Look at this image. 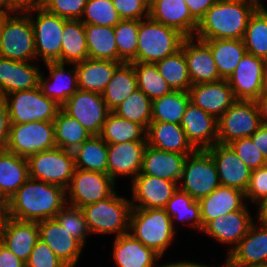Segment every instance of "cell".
I'll return each mask as SVG.
<instances>
[{
    "mask_svg": "<svg viewBox=\"0 0 267 267\" xmlns=\"http://www.w3.org/2000/svg\"><path fill=\"white\" fill-rule=\"evenodd\" d=\"M117 13L122 20H142L149 18V2L147 0H112ZM147 10V11H145Z\"/></svg>",
    "mask_w": 267,
    "mask_h": 267,
    "instance_id": "54",
    "label": "cell"
},
{
    "mask_svg": "<svg viewBox=\"0 0 267 267\" xmlns=\"http://www.w3.org/2000/svg\"><path fill=\"white\" fill-rule=\"evenodd\" d=\"M86 3L87 0H45L44 8L59 17L80 20Z\"/></svg>",
    "mask_w": 267,
    "mask_h": 267,
    "instance_id": "53",
    "label": "cell"
},
{
    "mask_svg": "<svg viewBox=\"0 0 267 267\" xmlns=\"http://www.w3.org/2000/svg\"><path fill=\"white\" fill-rule=\"evenodd\" d=\"M261 125L255 100H236L218 119L217 143L251 137Z\"/></svg>",
    "mask_w": 267,
    "mask_h": 267,
    "instance_id": "11",
    "label": "cell"
},
{
    "mask_svg": "<svg viewBox=\"0 0 267 267\" xmlns=\"http://www.w3.org/2000/svg\"><path fill=\"white\" fill-rule=\"evenodd\" d=\"M81 209L90 233L118 232L117 237L128 233L126 231L130 224L131 201L118 197L116 192L104 200L85 205Z\"/></svg>",
    "mask_w": 267,
    "mask_h": 267,
    "instance_id": "5",
    "label": "cell"
},
{
    "mask_svg": "<svg viewBox=\"0 0 267 267\" xmlns=\"http://www.w3.org/2000/svg\"><path fill=\"white\" fill-rule=\"evenodd\" d=\"M61 63H78L89 58L85 24L68 19L62 31Z\"/></svg>",
    "mask_w": 267,
    "mask_h": 267,
    "instance_id": "36",
    "label": "cell"
},
{
    "mask_svg": "<svg viewBox=\"0 0 267 267\" xmlns=\"http://www.w3.org/2000/svg\"><path fill=\"white\" fill-rule=\"evenodd\" d=\"M246 5L251 7L254 11H266L264 6L259 3V0H249V3L247 2L248 0H242Z\"/></svg>",
    "mask_w": 267,
    "mask_h": 267,
    "instance_id": "64",
    "label": "cell"
},
{
    "mask_svg": "<svg viewBox=\"0 0 267 267\" xmlns=\"http://www.w3.org/2000/svg\"><path fill=\"white\" fill-rule=\"evenodd\" d=\"M267 61L246 53L228 82L236 100H256L261 95Z\"/></svg>",
    "mask_w": 267,
    "mask_h": 267,
    "instance_id": "15",
    "label": "cell"
},
{
    "mask_svg": "<svg viewBox=\"0 0 267 267\" xmlns=\"http://www.w3.org/2000/svg\"><path fill=\"white\" fill-rule=\"evenodd\" d=\"M2 7H5L7 9H2ZM10 11V0H0V14L8 15V12Z\"/></svg>",
    "mask_w": 267,
    "mask_h": 267,
    "instance_id": "66",
    "label": "cell"
},
{
    "mask_svg": "<svg viewBox=\"0 0 267 267\" xmlns=\"http://www.w3.org/2000/svg\"><path fill=\"white\" fill-rule=\"evenodd\" d=\"M114 181L108 174L76 168L67 187L70 206L82 208L110 197L115 192Z\"/></svg>",
    "mask_w": 267,
    "mask_h": 267,
    "instance_id": "14",
    "label": "cell"
},
{
    "mask_svg": "<svg viewBox=\"0 0 267 267\" xmlns=\"http://www.w3.org/2000/svg\"><path fill=\"white\" fill-rule=\"evenodd\" d=\"M27 161L30 178L58 185L66 190L76 169L73 152L58 147L38 152Z\"/></svg>",
    "mask_w": 267,
    "mask_h": 267,
    "instance_id": "8",
    "label": "cell"
},
{
    "mask_svg": "<svg viewBox=\"0 0 267 267\" xmlns=\"http://www.w3.org/2000/svg\"><path fill=\"white\" fill-rule=\"evenodd\" d=\"M38 239V222L21 221L8 216L0 222V242L25 263Z\"/></svg>",
    "mask_w": 267,
    "mask_h": 267,
    "instance_id": "18",
    "label": "cell"
},
{
    "mask_svg": "<svg viewBox=\"0 0 267 267\" xmlns=\"http://www.w3.org/2000/svg\"><path fill=\"white\" fill-rule=\"evenodd\" d=\"M267 195V165L252 170L245 197L259 202Z\"/></svg>",
    "mask_w": 267,
    "mask_h": 267,
    "instance_id": "55",
    "label": "cell"
},
{
    "mask_svg": "<svg viewBox=\"0 0 267 267\" xmlns=\"http://www.w3.org/2000/svg\"><path fill=\"white\" fill-rule=\"evenodd\" d=\"M113 112L123 119L137 122L147 129L151 122L152 100L140 89H136Z\"/></svg>",
    "mask_w": 267,
    "mask_h": 267,
    "instance_id": "46",
    "label": "cell"
},
{
    "mask_svg": "<svg viewBox=\"0 0 267 267\" xmlns=\"http://www.w3.org/2000/svg\"><path fill=\"white\" fill-rule=\"evenodd\" d=\"M164 209L172 221L174 218L183 221L184 219H194L191 226L200 230L203 229L199 201L193 199L188 193L179 188L167 202Z\"/></svg>",
    "mask_w": 267,
    "mask_h": 267,
    "instance_id": "47",
    "label": "cell"
},
{
    "mask_svg": "<svg viewBox=\"0 0 267 267\" xmlns=\"http://www.w3.org/2000/svg\"><path fill=\"white\" fill-rule=\"evenodd\" d=\"M212 52L220 78L228 80L247 53L243 39L203 40Z\"/></svg>",
    "mask_w": 267,
    "mask_h": 267,
    "instance_id": "34",
    "label": "cell"
},
{
    "mask_svg": "<svg viewBox=\"0 0 267 267\" xmlns=\"http://www.w3.org/2000/svg\"><path fill=\"white\" fill-rule=\"evenodd\" d=\"M77 120L90 135H100L110 112L102 94L78 90L61 106Z\"/></svg>",
    "mask_w": 267,
    "mask_h": 267,
    "instance_id": "12",
    "label": "cell"
},
{
    "mask_svg": "<svg viewBox=\"0 0 267 267\" xmlns=\"http://www.w3.org/2000/svg\"><path fill=\"white\" fill-rule=\"evenodd\" d=\"M10 96L13 99L11 102ZM4 99L8 107L10 124L53 122L61 108L54 100L44 95L40 87L10 93Z\"/></svg>",
    "mask_w": 267,
    "mask_h": 267,
    "instance_id": "7",
    "label": "cell"
},
{
    "mask_svg": "<svg viewBox=\"0 0 267 267\" xmlns=\"http://www.w3.org/2000/svg\"><path fill=\"white\" fill-rule=\"evenodd\" d=\"M206 150L216 165L220 184L245 192L252 170L240 159L231 147L216 143Z\"/></svg>",
    "mask_w": 267,
    "mask_h": 267,
    "instance_id": "17",
    "label": "cell"
},
{
    "mask_svg": "<svg viewBox=\"0 0 267 267\" xmlns=\"http://www.w3.org/2000/svg\"><path fill=\"white\" fill-rule=\"evenodd\" d=\"M146 145L147 141L108 144L107 174L113 180L117 174H129L135 178L141 172Z\"/></svg>",
    "mask_w": 267,
    "mask_h": 267,
    "instance_id": "26",
    "label": "cell"
},
{
    "mask_svg": "<svg viewBox=\"0 0 267 267\" xmlns=\"http://www.w3.org/2000/svg\"><path fill=\"white\" fill-rule=\"evenodd\" d=\"M191 156V157H190ZM191 158V160H189ZM184 180L180 190L188 193L193 199L199 201L208 196L220 184L216 165L207 150H195L188 154L181 175Z\"/></svg>",
    "mask_w": 267,
    "mask_h": 267,
    "instance_id": "10",
    "label": "cell"
},
{
    "mask_svg": "<svg viewBox=\"0 0 267 267\" xmlns=\"http://www.w3.org/2000/svg\"><path fill=\"white\" fill-rule=\"evenodd\" d=\"M261 123L267 125V95H260L256 100Z\"/></svg>",
    "mask_w": 267,
    "mask_h": 267,
    "instance_id": "61",
    "label": "cell"
},
{
    "mask_svg": "<svg viewBox=\"0 0 267 267\" xmlns=\"http://www.w3.org/2000/svg\"><path fill=\"white\" fill-rule=\"evenodd\" d=\"M85 34L89 58L118 61L114 27L85 24Z\"/></svg>",
    "mask_w": 267,
    "mask_h": 267,
    "instance_id": "38",
    "label": "cell"
},
{
    "mask_svg": "<svg viewBox=\"0 0 267 267\" xmlns=\"http://www.w3.org/2000/svg\"><path fill=\"white\" fill-rule=\"evenodd\" d=\"M250 267H267V261Z\"/></svg>",
    "mask_w": 267,
    "mask_h": 267,
    "instance_id": "68",
    "label": "cell"
},
{
    "mask_svg": "<svg viewBox=\"0 0 267 267\" xmlns=\"http://www.w3.org/2000/svg\"><path fill=\"white\" fill-rule=\"evenodd\" d=\"M244 206L241 210H237L226 214L225 216H218L209 221L202 229V231L211 235L222 243H235V246L247 234L251 226L252 219Z\"/></svg>",
    "mask_w": 267,
    "mask_h": 267,
    "instance_id": "30",
    "label": "cell"
},
{
    "mask_svg": "<svg viewBox=\"0 0 267 267\" xmlns=\"http://www.w3.org/2000/svg\"><path fill=\"white\" fill-rule=\"evenodd\" d=\"M261 95H267V64H266L264 74H263V79H262Z\"/></svg>",
    "mask_w": 267,
    "mask_h": 267,
    "instance_id": "67",
    "label": "cell"
},
{
    "mask_svg": "<svg viewBox=\"0 0 267 267\" xmlns=\"http://www.w3.org/2000/svg\"><path fill=\"white\" fill-rule=\"evenodd\" d=\"M132 181L133 201L140 203L136 206L134 202H131L132 208H165L178 189L176 182L142 173H139Z\"/></svg>",
    "mask_w": 267,
    "mask_h": 267,
    "instance_id": "21",
    "label": "cell"
},
{
    "mask_svg": "<svg viewBox=\"0 0 267 267\" xmlns=\"http://www.w3.org/2000/svg\"><path fill=\"white\" fill-rule=\"evenodd\" d=\"M189 8L192 17L199 23L204 17L206 12L218 1V0H184Z\"/></svg>",
    "mask_w": 267,
    "mask_h": 267,
    "instance_id": "57",
    "label": "cell"
},
{
    "mask_svg": "<svg viewBox=\"0 0 267 267\" xmlns=\"http://www.w3.org/2000/svg\"><path fill=\"white\" fill-rule=\"evenodd\" d=\"M260 211L258 219L261 223L267 224V195L259 201Z\"/></svg>",
    "mask_w": 267,
    "mask_h": 267,
    "instance_id": "62",
    "label": "cell"
},
{
    "mask_svg": "<svg viewBox=\"0 0 267 267\" xmlns=\"http://www.w3.org/2000/svg\"><path fill=\"white\" fill-rule=\"evenodd\" d=\"M144 130L146 134L147 129L143 125L123 119L110 111L99 136L107 145L130 141H146V137H141Z\"/></svg>",
    "mask_w": 267,
    "mask_h": 267,
    "instance_id": "40",
    "label": "cell"
},
{
    "mask_svg": "<svg viewBox=\"0 0 267 267\" xmlns=\"http://www.w3.org/2000/svg\"><path fill=\"white\" fill-rule=\"evenodd\" d=\"M30 178L28 161L7 150H0V195L8 201Z\"/></svg>",
    "mask_w": 267,
    "mask_h": 267,
    "instance_id": "33",
    "label": "cell"
},
{
    "mask_svg": "<svg viewBox=\"0 0 267 267\" xmlns=\"http://www.w3.org/2000/svg\"><path fill=\"white\" fill-rule=\"evenodd\" d=\"M40 71L28 62L0 56V98L10 93L39 87Z\"/></svg>",
    "mask_w": 267,
    "mask_h": 267,
    "instance_id": "25",
    "label": "cell"
},
{
    "mask_svg": "<svg viewBox=\"0 0 267 267\" xmlns=\"http://www.w3.org/2000/svg\"><path fill=\"white\" fill-rule=\"evenodd\" d=\"M160 75L172 90L188 92L192 83L188 75L186 57L180 48L174 54L155 63Z\"/></svg>",
    "mask_w": 267,
    "mask_h": 267,
    "instance_id": "43",
    "label": "cell"
},
{
    "mask_svg": "<svg viewBox=\"0 0 267 267\" xmlns=\"http://www.w3.org/2000/svg\"><path fill=\"white\" fill-rule=\"evenodd\" d=\"M39 238L43 240L68 267H74L82 245L55 218L38 222Z\"/></svg>",
    "mask_w": 267,
    "mask_h": 267,
    "instance_id": "24",
    "label": "cell"
},
{
    "mask_svg": "<svg viewBox=\"0 0 267 267\" xmlns=\"http://www.w3.org/2000/svg\"><path fill=\"white\" fill-rule=\"evenodd\" d=\"M10 131L9 112L6 101L0 98V150H6Z\"/></svg>",
    "mask_w": 267,
    "mask_h": 267,
    "instance_id": "56",
    "label": "cell"
},
{
    "mask_svg": "<svg viewBox=\"0 0 267 267\" xmlns=\"http://www.w3.org/2000/svg\"><path fill=\"white\" fill-rule=\"evenodd\" d=\"M245 192L237 188L219 185L208 196L199 200L203 227L218 216L241 210L245 205Z\"/></svg>",
    "mask_w": 267,
    "mask_h": 267,
    "instance_id": "29",
    "label": "cell"
},
{
    "mask_svg": "<svg viewBox=\"0 0 267 267\" xmlns=\"http://www.w3.org/2000/svg\"><path fill=\"white\" fill-rule=\"evenodd\" d=\"M255 11L242 0H218L199 21L200 40L243 39Z\"/></svg>",
    "mask_w": 267,
    "mask_h": 267,
    "instance_id": "2",
    "label": "cell"
},
{
    "mask_svg": "<svg viewBox=\"0 0 267 267\" xmlns=\"http://www.w3.org/2000/svg\"><path fill=\"white\" fill-rule=\"evenodd\" d=\"M66 192L58 185L29 178L7 201V216L30 222L54 218L68 203Z\"/></svg>",
    "mask_w": 267,
    "mask_h": 267,
    "instance_id": "1",
    "label": "cell"
},
{
    "mask_svg": "<svg viewBox=\"0 0 267 267\" xmlns=\"http://www.w3.org/2000/svg\"><path fill=\"white\" fill-rule=\"evenodd\" d=\"M188 92L190 102L218 119L236 101L228 80L194 84Z\"/></svg>",
    "mask_w": 267,
    "mask_h": 267,
    "instance_id": "23",
    "label": "cell"
},
{
    "mask_svg": "<svg viewBox=\"0 0 267 267\" xmlns=\"http://www.w3.org/2000/svg\"><path fill=\"white\" fill-rule=\"evenodd\" d=\"M0 56L20 62L37 58L30 14L4 16L0 29Z\"/></svg>",
    "mask_w": 267,
    "mask_h": 267,
    "instance_id": "6",
    "label": "cell"
},
{
    "mask_svg": "<svg viewBox=\"0 0 267 267\" xmlns=\"http://www.w3.org/2000/svg\"><path fill=\"white\" fill-rule=\"evenodd\" d=\"M7 216V201L0 195V222Z\"/></svg>",
    "mask_w": 267,
    "mask_h": 267,
    "instance_id": "65",
    "label": "cell"
},
{
    "mask_svg": "<svg viewBox=\"0 0 267 267\" xmlns=\"http://www.w3.org/2000/svg\"><path fill=\"white\" fill-rule=\"evenodd\" d=\"M138 89L152 101L173 91L160 75L155 63L133 62Z\"/></svg>",
    "mask_w": 267,
    "mask_h": 267,
    "instance_id": "44",
    "label": "cell"
},
{
    "mask_svg": "<svg viewBox=\"0 0 267 267\" xmlns=\"http://www.w3.org/2000/svg\"><path fill=\"white\" fill-rule=\"evenodd\" d=\"M243 42L247 53L267 61V10L255 11L252 14Z\"/></svg>",
    "mask_w": 267,
    "mask_h": 267,
    "instance_id": "45",
    "label": "cell"
},
{
    "mask_svg": "<svg viewBox=\"0 0 267 267\" xmlns=\"http://www.w3.org/2000/svg\"><path fill=\"white\" fill-rule=\"evenodd\" d=\"M130 231L133 236L160 257L174 236V227L164 208H132L130 213Z\"/></svg>",
    "mask_w": 267,
    "mask_h": 267,
    "instance_id": "3",
    "label": "cell"
},
{
    "mask_svg": "<svg viewBox=\"0 0 267 267\" xmlns=\"http://www.w3.org/2000/svg\"><path fill=\"white\" fill-rule=\"evenodd\" d=\"M149 17L180 32L185 38L194 37L198 22L192 17L184 0H152Z\"/></svg>",
    "mask_w": 267,
    "mask_h": 267,
    "instance_id": "22",
    "label": "cell"
},
{
    "mask_svg": "<svg viewBox=\"0 0 267 267\" xmlns=\"http://www.w3.org/2000/svg\"><path fill=\"white\" fill-rule=\"evenodd\" d=\"M45 64L49 68L50 77L53 78V80L55 81L54 86L51 85V87L50 83L45 81L43 76L40 75L39 87L44 95L54 100L59 106H62L68 100L69 97L74 95L79 90L76 69H74L75 71H72L73 73L70 71L68 72L69 78L67 79L70 83H72V86H67L68 84H63L66 83L64 63L49 62Z\"/></svg>",
    "mask_w": 267,
    "mask_h": 267,
    "instance_id": "37",
    "label": "cell"
},
{
    "mask_svg": "<svg viewBox=\"0 0 267 267\" xmlns=\"http://www.w3.org/2000/svg\"><path fill=\"white\" fill-rule=\"evenodd\" d=\"M253 144L257 146L263 157L267 160V125H261L251 136Z\"/></svg>",
    "mask_w": 267,
    "mask_h": 267,
    "instance_id": "60",
    "label": "cell"
},
{
    "mask_svg": "<svg viewBox=\"0 0 267 267\" xmlns=\"http://www.w3.org/2000/svg\"><path fill=\"white\" fill-rule=\"evenodd\" d=\"M63 207L54 217L62 227H64L72 237H74L82 246L85 243V233H90L84 213L81 208Z\"/></svg>",
    "mask_w": 267,
    "mask_h": 267,
    "instance_id": "50",
    "label": "cell"
},
{
    "mask_svg": "<svg viewBox=\"0 0 267 267\" xmlns=\"http://www.w3.org/2000/svg\"><path fill=\"white\" fill-rule=\"evenodd\" d=\"M184 38L177 30L150 17L147 22L139 20L137 54L131 62L156 63L178 51Z\"/></svg>",
    "mask_w": 267,
    "mask_h": 267,
    "instance_id": "4",
    "label": "cell"
},
{
    "mask_svg": "<svg viewBox=\"0 0 267 267\" xmlns=\"http://www.w3.org/2000/svg\"><path fill=\"white\" fill-rule=\"evenodd\" d=\"M193 38H184L180 47L186 57L188 75L192 85L222 80L210 47L200 39L197 44H194Z\"/></svg>",
    "mask_w": 267,
    "mask_h": 267,
    "instance_id": "19",
    "label": "cell"
},
{
    "mask_svg": "<svg viewBox=\"0 0 267 267\" xmlns=\"http://www.w3.org/2000/svg\"><path fill=\"white\" fill-rule=\"evenodd\" d=\"M187 155L167 152L146 145L140 173L177 183L181 179Z\"/></svg>",
    "mask_w": 267,
    "mask_h": 267,
    "instance_id": "27",
    "label": "cell"
},
{
    "mask_svg": "<svg viewBox=\"0 0 267 267\" xmlns=\"http://www.w3.org/2000/svg\"><path fill=\"white\" fill-rule=\"evenodd\" d=\"M83 14L84 24L115 27L122 19L116 11L112 0H87Z\"/></svg>",
    "mask_w": 267,
    "mask_h": 267,
    "instance_id": "49",
    "label": "cell"
},
{
    "mask_svg": "<svg viewBox=\"0 0 267 267\" xmlns=\"http://www.w3.org/2000/svg\"><path fill=\"white\" fill-rule=\"evenodd\" d=\"M26 267H68L40 238L32 249Z\"/></svg>",
    "mask_w": 267,
    "mask_h": 267,
    "instance_id": "52",
    "label": "cell"
},
{
    "mask_svg": "<svg viewBox=\"0 0 267 267\" xmlns=\"http://www.w3.org/2000/svg\"><path fill=\"white\" fill-rule=\"evenodd\" d=\"M4 16H5V15H3V14H0V29H1L2 20H3Z\"/></svg>",
    "mask_w": 267,
    "mask_h": 267,
    "instance_id": "69",
    "label": "cell"
},
{
    "mask_svg": "<svg viewBox=\"0 0 267 267\" xmlns=\"http://www.w3.org/2000/svg\"><path fill=\"white\" fill-rule=\"evenodd\" d=\"M260 225L258 230L252 223L242 240L230 249L225 267H250L267 261V224Z\"/></svg>",
    "mask_w": 267,
    "mask_h": 267,
    "instance_id": "20",
    "label": "cell"
},
{
    "mask_svg": "<svg viewBox=\"0 0 267 267\" xmlns=\"http://www.w3.org/2000/svg\"><path fill=\"white\" fill-rule=\"evenodd\" d=\"M228 145L251 170L267 165V160L253 144L251 137L234 140Z\"/></svg>",
    "mask_w": 267,
    "mask_h": 267,
    "instance_id": "51",
    "label": "cell"
},
{
    "mask_svg": "<svg viewBox=\"0 0 267 267\" xmlns=\"http://www.w3.org/2000/svg\"><path fill=\"white\" fill-rule=\"evenodd\" d=\"M160 267H209V266L191 263V262H177V263H173V264L169 263L167 265H163Z\"/></svg>",
    "mask_w": 267,
    "mask_h": 267,
    "instance_id": "63",
    "label": "cell"
},
{
    "mask_svg": "<svg viewBox=\"0 0 267 267\" xmlns=\"http://www.w3.org/2000/svg\"><path fill=\"white\" fill-rule=\"evenodd\" d=\"M138 89L133 62H122L115 70L102 97L110 111L116 109L130 94Z\"/></svg>",
    "mask_w": 267,
    "mask_h": 267,
    "instance_id": "35",
    "label": "cell"
},
{
    "mask_svg": "<svg viewBox=\"0 0 267 267\" xmlns=\"http://www.w3.org/2000/svg\"><path fill=\"white\" fill-rule=\"evenodd\" d=\"M37 19L33 21L36 56H42L45 63H61L62 31L68 20L49 13L45 8L38 10Z\"/></svg>",
    "mask_w": 267,
    "mask_h": 267,
    "instance_id": "13",
    "label": "cell"
},
{
    "mask_svg": "<svg viewBox=\"0 0 267 267\" xmlns=\"http://www.w3.org/2000/svg\"><path fill=\"white\" fill-rule=\"evenodd\" d=\"M45 0H10V12L22 9L25 13L30 10H39L44 8Z\"/></svg>",
    "mask_w": 267,
    "mask_h": 267,
    "instance_id": "59",
    "label": "cell"
},
{
    "mask_svg": "<svg viewBox=\"0 0 267 267\" xmlns=\"http://www.w3.org/2000/svg\"><path fill=\"white\" fill-rule=\"evenodd\" d=\"M0 267H26V264L0 242Z\"/></svg>",
    "mask_w": 267,
    "mask_h": 267,
    "instance_id": "58",
    "label": "cell"
},
{
    "mask_svg": "<svg viewBox=\"0 0 267 267\" xmlns=\"http://www.w3.org/2000/svg\"><path fill=\"white\" fill-rule=\"evenodd\" d=\"M53 123L55 143L58 148L73 152L92 136L62 108L59 109Z\"/></svg>",
    "mask_w": 267,
    "mask_h": 267,
    "instance_id": "41",
    "label": "cell"
},
{
    "mask_svg": "<svg viewBox=\"0 0 267 267\" xmlns=\"http://www.w3.org/2000/svg\"><path fill=\"white\" fill-rule=\"evenodd\" d=\"M73 155L75 168L107 174L108 145L99 135H92Z\"/></svg>",
    "mask_w": 267,
    "mask_h": 267,
    "instance_id": "39",
    "label": "cell"
},
{
    "mask_svg": "<svg viewBox=\"0 0 267 267\" xmlns=\"http://www.w3.org/2000/svg\"><path fill=\"white\" fill-rule=\"evenodd\" d=\"M190 102L189 92L173 90L152 101L151 122L180 124Z\"/></svg>",
    "mask_w": 267,
    "mask_h": 267,
    "instance_id": "42",
    "label": "cell"
},
{
    "mask_svg": "<svg viewBox=\"0 0 267 267\" xmlns=\"http://www.w3.org/2000/svg\"><path fill=\"white\" fill-rule=\"evenodd\" d=\"M55 147L53 122L34 121L23 124H10L7 151L28 159L38 152Z\"/></svg>",
    "mask_w": 267,
    "mask_h": 267,
    "instance_id": "9",
    "label": "cell"
},
{
    "mask_svg": "<svg viewBox=\"0 0 267 267\" xmlns=\"http://www.w3.org/2000/svg\"><path fill=\"white\" fill-rule=\"evenodd\" d=\"M180 125L196 150H206L217 143L218 118L192 102L188 103Z\"/></svg>",
    "mask_w": 267,
    "mask_h": 267,
    "instance_id": "16",
    "label": "cell"
},
{
    "mask_svg": "<svg viewBox=\"0 0 267 267\" xmlns=\"http://www.w3.org/2000/svg\"><path fill=\"white\" fill-rule=\"evenodd\" d=\"M147 145L180 154H191L196 149L188 141L180 124L150 122L146 130Z\"/></svg>",
    "mask_w": 267,
    "mask_h": 267,
    "instance_id": "28",
    "label": "cell"
},
{
    "mask_svg": "<svg viewBox=\"0 0 267 267\" xmlns=\"http://www.w3.org/2000/svg\"><path fill=\"white\" fill-rule=\"evenodd\" d=\"M113 257L119 267H154L160 256L129 232L116 237Z\"/></svg>",
    "mask_w": 267,
    "mask_h": 267,
    "instance_id": "32",
    "label": "cell"
},
{
    "mask_svg": "<svg viewBox=\"0 0 267 267\" xmlns=\"http://www.w3.org/2000/svg\"><path fill=\"white\" fill-rule=\"evenodd\" d=\"M139 20H121L115 27L118 62H131L137 54Z\"/></svg>",
    "mask_w": 267,
    "mask_h": 267,
    "instance_id": "48",
    "label": "cell"
},
{
    "mask_svg": "<svg viewBox=\"0 0 267 267\" xmlns=\"http://www.w3.org/2000/svg\"><path fill=\"white\" fill-rule=\"evenodd\" d=\"M121 63L92 58L76 63L79 90L102 94Z\"/></svg>",
    "mask_w": 267,
    "mask_h": 267,
    "instance_id": "31",
    "label": "cell"
}]
</instances>
